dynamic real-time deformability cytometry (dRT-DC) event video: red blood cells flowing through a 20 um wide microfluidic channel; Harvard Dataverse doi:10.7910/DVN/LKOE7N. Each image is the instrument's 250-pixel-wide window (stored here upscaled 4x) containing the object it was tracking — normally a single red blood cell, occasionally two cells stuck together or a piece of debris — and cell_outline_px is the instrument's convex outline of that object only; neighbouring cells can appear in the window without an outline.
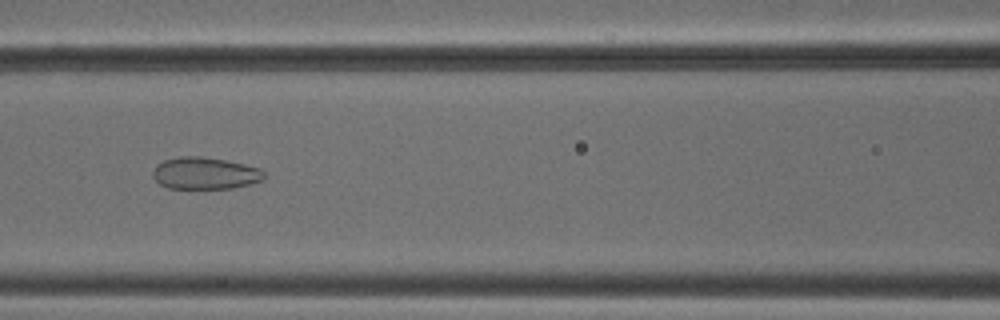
{"species": "common noctule bat (a hibernating species)", "species_latin": "Nyctalus noctula", "temperature_condition": "cold", "stored_images_in_passage": 53, "camera_frame_rate_fps": 3000, "um_per_image_px": 0.085, "animal": {"sex": "male", "body_mass_g": 18.8}, "frame": {"image": 1, "passage_image": 23, "time_ms": 7.333, "image_size_px": [1000, 320], "cell_outline_px": [[264, 180], [252, 184], [232, 188], [168, 188], [160, 184], [152, 176], [152, 172], [156, 164], [164, 160], [180, 156], [200, 156], [224, 160], [244, 164], [260, 168], [264, 172]], "centroid_in_image_um": [17.42, 14.73], "position_along_channel_um": 149.2, "area_um2": 20.81}}
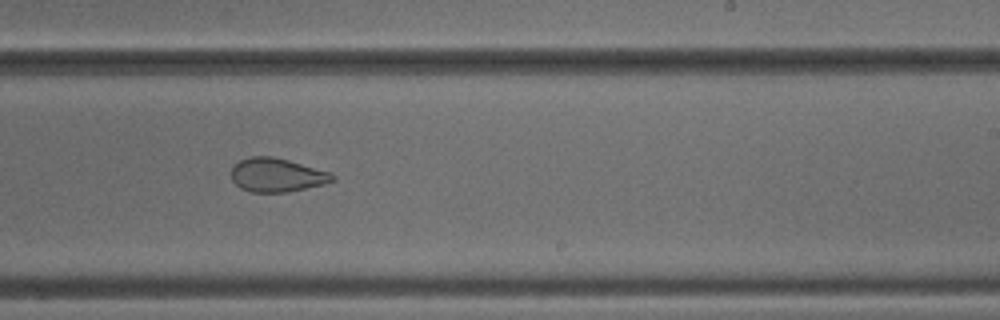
{"frame": {"image": 2, "passage_image": 32, "time_ms": 10.333, "image_size_px": [1000, 320], "cell_outline_px": [[336, 180], [324, 184], [288, 192], [252, 192], [240, 188], [232, 180], [232, 168], [240, 160], [248, 156], [272, 156], [288, 160], [332, 172], [336, 176]], "centroid_in_image_um": [23.57, 14.87], "position_along_channel_um": 265.4, "area_um2": 20.0}}
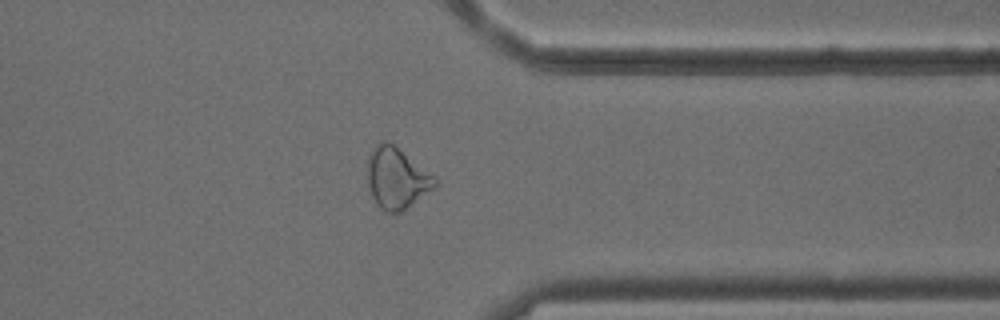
{"frame": {"image": 3, "passage_image": 41, "time_ms": 13.333, "image_size_px": [1000, 320], "cell_outline_px": [[436, 188], [400, 212], [388, 212], [380, 208], [376, 204], [372, 196], [368, 184], [368, 156], [372, 148], [376, 144], [384, 140], [392, 144], [432, 176], [436, 180]], "centroid_in_image_um": [33.68, 15.17], "position_along_channel_um": 377.7, "area_um2": 23.35}}